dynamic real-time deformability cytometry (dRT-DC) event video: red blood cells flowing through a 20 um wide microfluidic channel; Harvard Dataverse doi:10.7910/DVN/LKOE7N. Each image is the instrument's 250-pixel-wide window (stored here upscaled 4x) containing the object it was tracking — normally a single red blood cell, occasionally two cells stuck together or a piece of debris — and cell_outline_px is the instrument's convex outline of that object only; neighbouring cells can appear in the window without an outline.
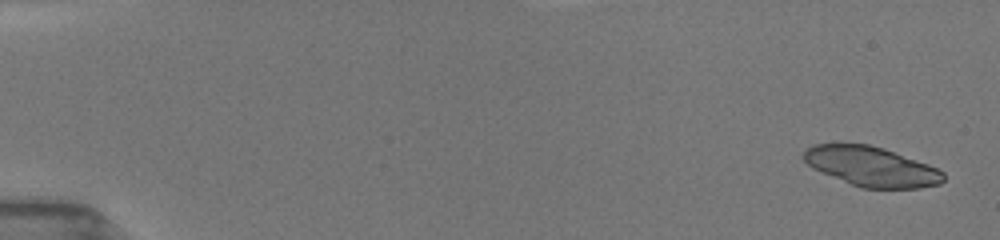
{"species": "common noctule bat (a hibernating species)", "species_latin": "Nyctalus noctula", "temperature_condition": "room temperature", "stored_images_in_passage": 17, "camera_frame_rate_fps": 3000, "um_per_image_px": 0.085, "animal": {"sex": "female", "body_mass_g": 19.5, "forearm_length_mm": 54.1}, "frame": {"image": 1, "passage_image": 1, "time_ms": 0.0, "image_size_px": [1000, 240], "cell_outline_px": [[944, 180], [940, 184], [920, 188], [860, 188], [812, 168], [800, 156], [812, 144], [840, 140], [868, 144], [884, 148], [928, 164], [944, 172]], "centroid_in_image_um": [74.0, 14.11], "position_along_channel_um": 11.0, "area_um2": 33.06}}